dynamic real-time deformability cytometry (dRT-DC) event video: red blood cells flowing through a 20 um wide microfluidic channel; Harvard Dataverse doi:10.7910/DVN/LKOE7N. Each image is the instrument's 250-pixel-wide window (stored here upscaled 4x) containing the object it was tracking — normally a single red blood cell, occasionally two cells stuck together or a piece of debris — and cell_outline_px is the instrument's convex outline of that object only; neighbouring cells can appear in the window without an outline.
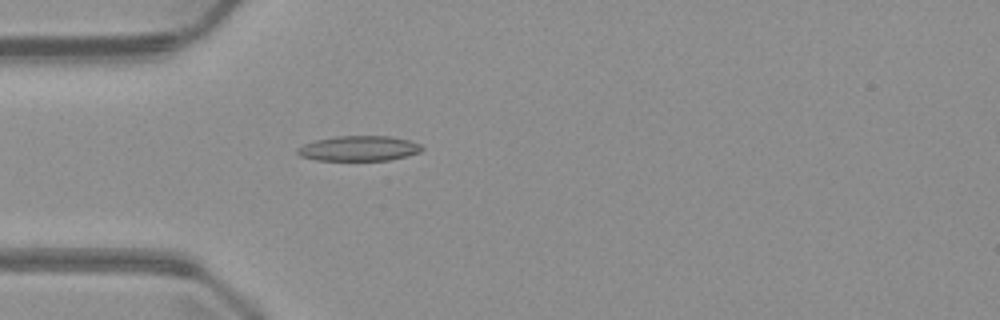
{"species": "common noctule bat (a hibernating species)", "species_latin": "Nyctalus noctula", "temperature_condition": "warm", "stored_images_in_passage": 5, "camera_frame_rate_fps": 3000, "um_per_image_px": 0.085, "animal": {"sex": "male", "body_mass_g": 23.1, "forearm_length_mm": 52.7}, "frame": {"image": 1, "passage_image": 4, "time_ms": 3.667, "image_size_px": [1000, 320], "cell_outline_px": [[424, 148], [420, 152], [408, 156], [388, 160], [316, 160], [300, 156], [296, 152], [296, 148], [304, 144], [316, 140], [336, 136], [388, 136], [408, 140], [420, 144]], "centroid_in_image_um": [30.5, 12.62], "position_along_channel_um": 54.5, "area_um2": 18.21}}